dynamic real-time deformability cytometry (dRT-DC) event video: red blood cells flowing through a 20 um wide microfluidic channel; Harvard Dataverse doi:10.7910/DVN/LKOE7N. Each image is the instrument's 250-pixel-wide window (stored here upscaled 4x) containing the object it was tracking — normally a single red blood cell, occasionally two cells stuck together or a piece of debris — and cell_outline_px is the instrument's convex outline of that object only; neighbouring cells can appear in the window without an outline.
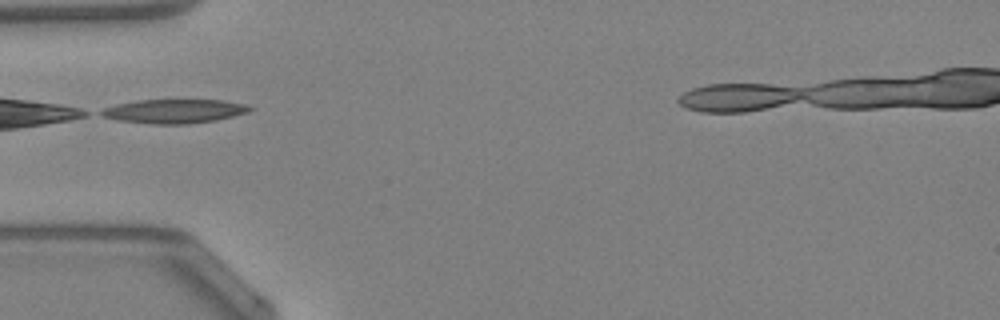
{"species": "Egyptian fruit bat (a non-hibernating species)", "species_latin": "Rousettus aegyptiacus", "temperature_condition": "warm", "stored_images_in_passage": 27, "camera_frame_rate_fps": 3000, "um_per_image_px": 0.085, "animal": {"sex": "female"}, "frame": {"image": 1, "passage_image": 1, "time_ms": 0.0, "image_size_px": [1000, 320], "cell_outline_px": [[256, 108], [248, 112], [216, 120], [188, 124], [152, 124], [116, 120], [100, 116], [96, 112], [104, 108], [116, 104], [136, 100], [224, 100], [244, 104]], "centroid_in_image_um": [14.76, 9.45], "position_along_channel_um": 70.2, "area_um2": 20.98}, "authors_computed_cell_mechanics": {"area_um2": 19.941, "velocity_mm_per_s": 4.2984, "shape_relaxation_time_tau1_ms": 4.81, "shape_relaxation_time_tau2_ms": 9.228, "deformation_change_tau1": 0.1747, "deformation_change_tau2": 0.1913}}